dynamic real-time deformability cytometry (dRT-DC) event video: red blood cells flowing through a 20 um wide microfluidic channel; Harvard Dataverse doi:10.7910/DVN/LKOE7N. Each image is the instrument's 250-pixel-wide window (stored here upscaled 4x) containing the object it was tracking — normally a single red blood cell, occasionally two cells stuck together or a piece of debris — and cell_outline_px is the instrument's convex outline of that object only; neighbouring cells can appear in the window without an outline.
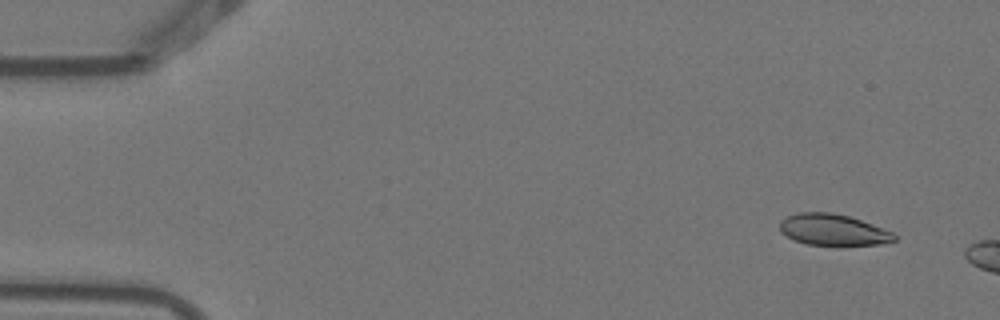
{"species": "Egyptian fruit bat (a non-hibernating species)", "species_latin": "Rousettus aegyptiacus", "temperature_condition": "warm", "stored_images_in_passage": 3, "camera_frame_rate_fps": 3000, "um_per_image_px": 0.085, "animal": {"sex": "female"}, "frame": {"image": 1, "passage_image": 1, "time_ms": 0.0, "image_size_px": [1000, 320], "cell_outline_px": [[896, 240], [880, 244], [808, 244], [792, 240], [780, 232], [780, 220], [788, 216], [800, 212], [832, 212], [848, 216], [872, 224], [892, 232], [896, 236]], "centroid_in_image_um": [70.76, 19.52], "position_along_channel_um": 14.2, "area_um2": 20.58}}